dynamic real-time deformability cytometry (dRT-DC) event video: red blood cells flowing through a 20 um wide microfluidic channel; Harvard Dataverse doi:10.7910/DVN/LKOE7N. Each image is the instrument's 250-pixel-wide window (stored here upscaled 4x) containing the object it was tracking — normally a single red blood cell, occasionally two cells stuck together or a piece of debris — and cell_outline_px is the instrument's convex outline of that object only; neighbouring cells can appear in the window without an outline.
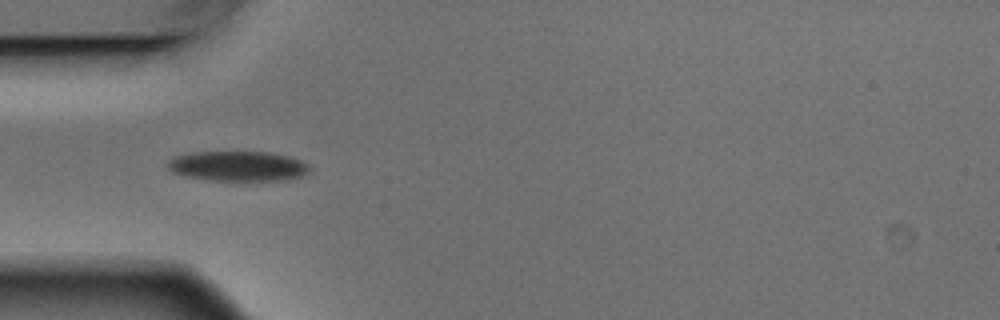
{"species": "Egyptian fruit bat (a non-hibernating species)", "species_latin": "Rousettus aegyptiacus", "temperature_condition": "warm", "stored_images_in_passage": 9, "camera_frame_rate_fps": 3000, "um_per_image_px": 0.085, "animal": {"sex": "male"}, "frame": {"image": 1, "passage_image": 4, "time_ms": 1.0, "image_size_px": [1000, 320], "cell_outline_px": [[308, 176], [288, 180], [208, 180], [184, 176], [172, 172], [164, 164], [172, 156], [192, 152], [268, 152], [288, 156], [300, 160], [308, 164]], "centroid_in_image_um": [20.19, 14.12], "position_along_channel_um": 64.8, "area_um2": 25.14}}
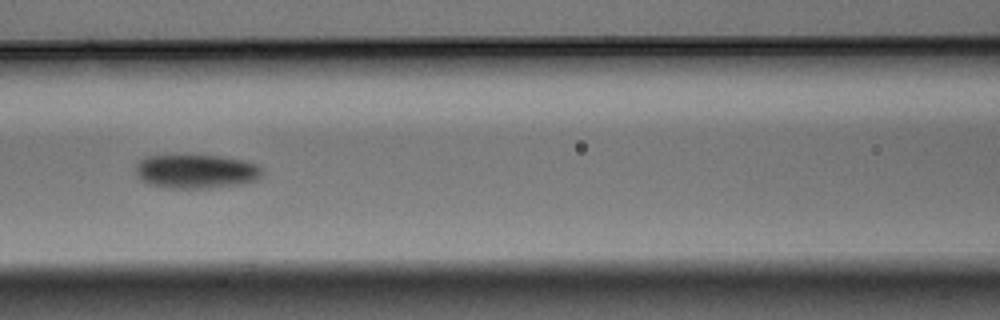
{"frame": {"image": 2, "passage_image": 6, "time_ms": 1.667, "image_size_px": [1000, 320], "cell_outline_px": [[264, 172], [260, 180], [244, 184], [208, 188], [164, 188], [148, 184], [140, 180], [136, 176], [136, 164], [140, 160], [148, 156], [220, 156], [244, 160], [256, 164]], "centroid_in_image_um": [16.7, 14.59], "position_along_channel_um": 149.9, "area_um2": 25.32}}
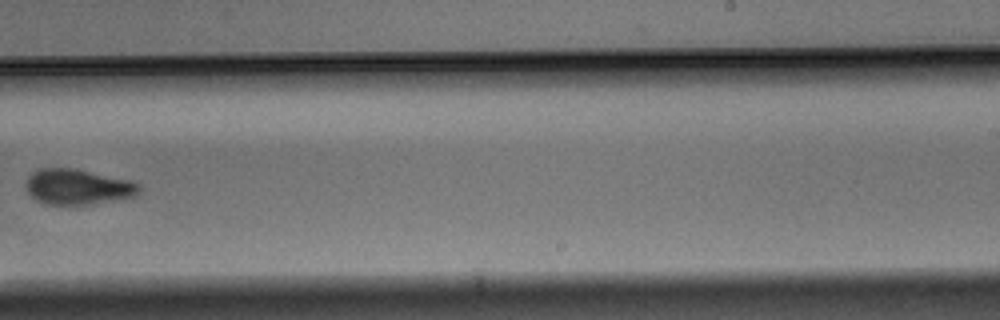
{"frame": {"image": 3, "passage_image": 9, "time_ms": 2.667, "image_size_px": [1000, 320], "cell_outline_px": [[140, 192], [136, 196], [124, 200], [88, 204], [48, 204], [36, 200], [28, 192], [28, 176], [32, 172], [40, 168], [72, 168], [128, 180], [140, 184]], "centroid_in_image_um": [6.66, 15.89], "position_along_channel_um": 282.3, "area_um2": 23.24}}